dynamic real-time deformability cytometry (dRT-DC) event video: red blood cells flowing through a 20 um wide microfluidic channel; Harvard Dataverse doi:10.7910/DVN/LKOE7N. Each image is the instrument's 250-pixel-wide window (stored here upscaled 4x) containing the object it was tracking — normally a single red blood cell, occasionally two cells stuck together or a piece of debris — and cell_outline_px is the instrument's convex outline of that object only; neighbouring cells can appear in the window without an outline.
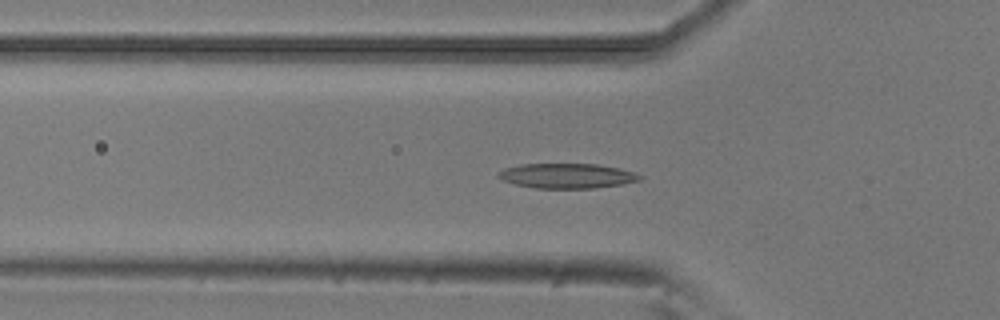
{"species": "common noctule bat (a hibernating species)", "species_latin": "Nyctalus noctula", "temperature_condition": "room temperature", "stored_images_in_passage": 53, "camera_frame_rate_fps": 3000, "um_per_image_px": 0.085, "animal": {"sex": "male", "body_mass_g": 20.5, "forearm_length_mm": 52.5}, "frame": {"image": 1, "passage_image": 17, "time_ms": 5.333, "image_size_px": [1000, 320], "cell_outline_px": [[644, 176], [640, 180], [620, 184], [596, 188], [536, 188], [516, 184], [504, 180], [496, 176], [496, 172], [504, 168], [520, 164], [596, 164], [620, 168], [636, 172]], "centroid_in_image_um": [48.2, 14.94], "position_along_channel_um": 77.6, "area_um2": 20.58}}
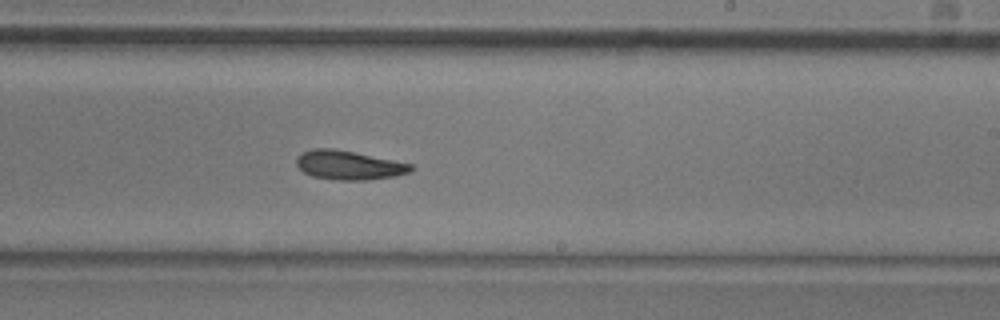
{"frame": {"image": 2, "passage_image": 31, "time_ms": 10.0, "image_size_px": [1000, 320], "cell_outline_px": [[416, 168], [408, 172], [396, 176], [368, 180], [332, 180], [312, 176], [304, 172], [296, 164], [296, 156], [300, 152], [312, 148], [332, 148], [412, 164]], "centroid_in_image_um": [29.61, 14.04], "position_along_channel_um": 259.4, "area_um2": 19.42}}
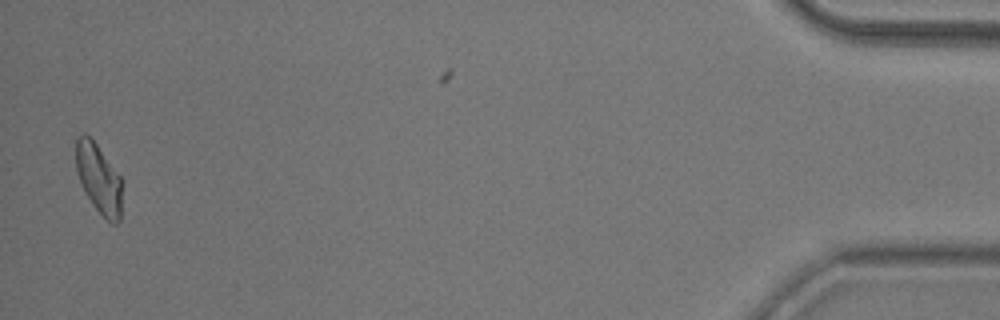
{"frame": {"image": 3, "passage_image": 51, "time_ms": 16.667, "image_size_px": [1000, 320], "cell_outline_px": [[120, 220], [116, 224], [112, 224], [96, 208], [88, 196], [76, 172], [76, 136], [84, 132], [96, 144], [120, 176]], "centroid_in_image_um": [8.36, 15.14], "position_along_channel_um": 426.8, "area_um2": 18.03}}